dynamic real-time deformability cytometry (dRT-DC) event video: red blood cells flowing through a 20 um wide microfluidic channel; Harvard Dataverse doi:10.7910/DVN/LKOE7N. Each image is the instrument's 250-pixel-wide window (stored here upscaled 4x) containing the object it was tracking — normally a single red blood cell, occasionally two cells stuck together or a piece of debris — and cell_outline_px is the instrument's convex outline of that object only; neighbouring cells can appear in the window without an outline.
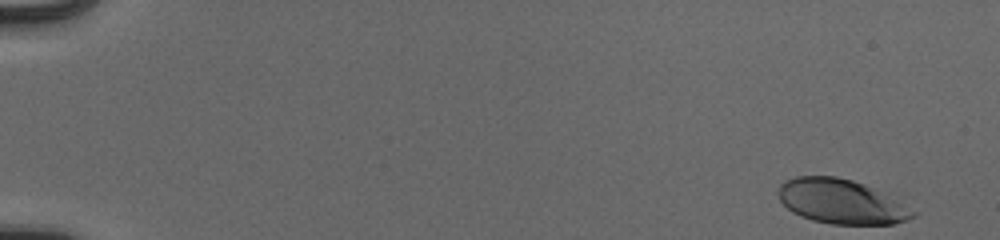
{"species": "human", "species_latin": "Homo sapiens", "temperature_condition": "cold", "stored_images_in_passage": 53, "camera_frame_rate_fps": 3000, "um_per_image_px": 0.085, "donor": {"sex": "male"}, "frame": {"image": 1, "passage_image": 1, "time_ms": 0.0, "image_size_px": [1000, 240], "cell_outline_px": [[916, 216], [892, 224], [832, 224], [812, 220], [800, 216], [792, 212], [780, 200], [776, 192], [780, 184], [784, 180], [796, 176], [836, 176], [852, 180], [864, 184], [872, 188], [916, 212]], "centroid_in_image_um": [71.41, 17.12], "position_along_channel_um": 13.6, "area_um2": 34.45}}
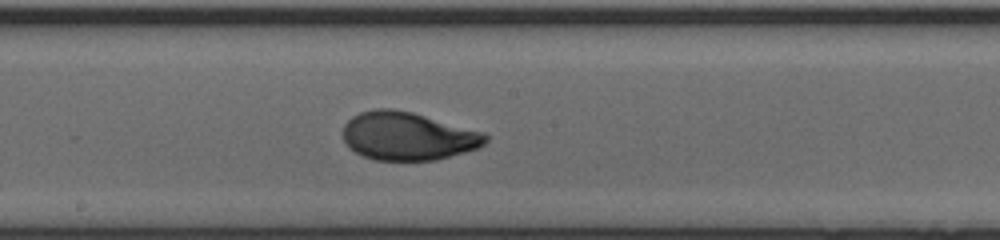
{"frame": {"image": 2, "passage_image": 30, "time_ms": 9.667, "image_size_px": [1000, 240], "cell_outline_px": [[488, 140], [484, 144], [476, 148], [464, 152], [436, 160], [376, 160], [364, 156], [348, 148], [344, 140], [344, 124], [352, 116], [360, 112], [376, 108], [392, 108], [412, 112], [484, 132], [488, 136]], "centroid_in_image_um": [34.65, 11.56], "position_along_channel_um": 213.6, "area_um2": 39.94}}
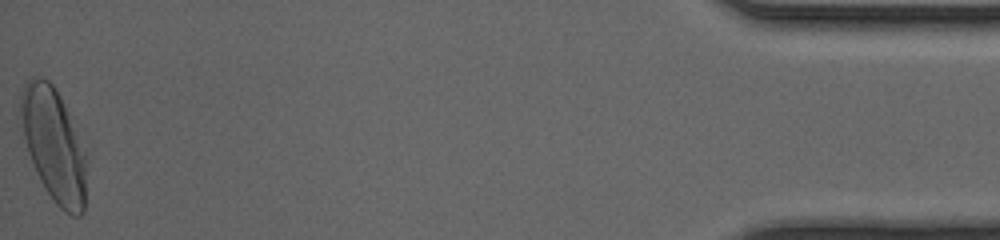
{"frame": {"image": 3, "passage_image": 53, "time_ms": 17.333, "image_size_px": [1000, 240], "cell_outline_px": [[88, 160], [84, 212], [80, 216], [72, 216], [64, 212], [56, 204], [44, 188], [36, 172], [28, 152], [16, 120], [20, 96], [24, 84], [32, 76], [40, 76], [48, 80], [52, 84], [60, 96], [68, 112]], "centroid_in_image_um": [4.53, 12.31], "position_along_channel_um": 430.7, "area_um2": 44.51}, "authors_computed_cell_mechanics": {"area_um2": 39.015, "velocity_mm_per_s": 3.9225, "shape_relaxation_time_tau1_ms": 4.0192, "shape_relaxation_time_tau2_ms": null, "deformation_change_tau1": 0.2113, "deformation_change_tau2": null}}